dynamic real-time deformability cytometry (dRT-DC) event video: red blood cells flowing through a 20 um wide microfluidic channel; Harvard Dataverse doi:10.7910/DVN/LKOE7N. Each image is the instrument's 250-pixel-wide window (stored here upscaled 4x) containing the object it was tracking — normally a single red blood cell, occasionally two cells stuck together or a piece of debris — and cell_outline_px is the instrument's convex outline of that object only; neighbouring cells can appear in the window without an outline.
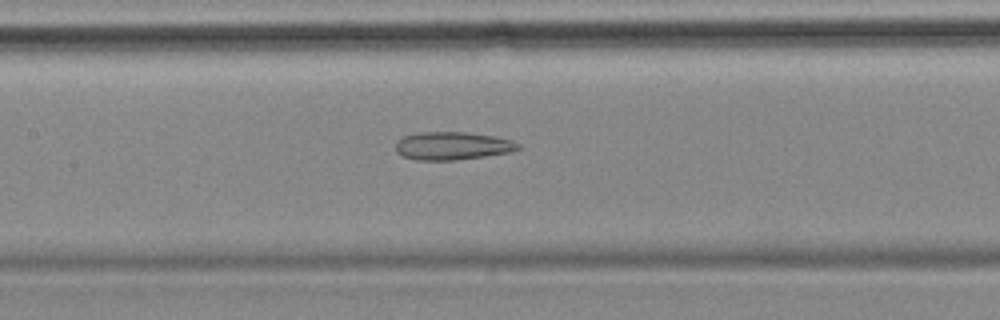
{"species": "common noctule bat (a hibernating species)", "species_latin": "Nyctalus noctula", "temperature_condition": "cold", "stored_images_in_passage": 54, "camera_frame_rate_fps": 3000, "um_per_image_px": 0.085, "animal": {"sex": "female", "body_mass_g": 18.4}, "frame": {"image": 1, "passage_image": 24, "time_ms": 7.667, "image_size_px": [1000, 320], "cell_outline_px": [[520, 148], [512, 152], [456, 160], [416, 160], [400, 156], [396, 152], [396, 140], [404, 136], [416, 132], [464, 132], [496, 136], [512, 140], [520, 144]], "centroid_in_image_um": [38.43, 12.39], "position_along_channel_um": 169.0, "area_um2": 20.23}}
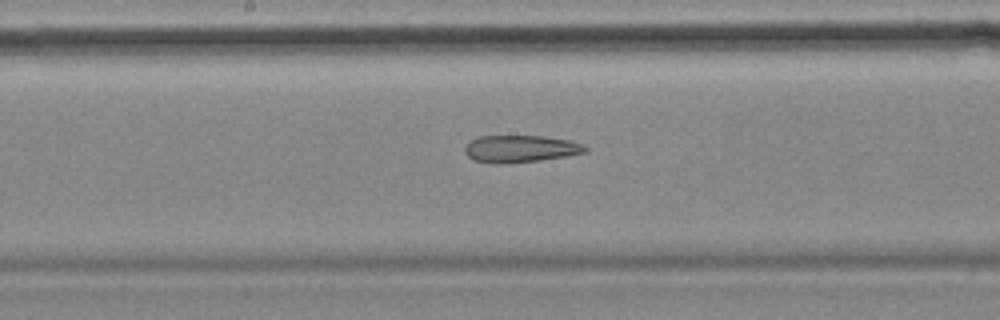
{"frame": {"image": 2, "passage_image": 27, "time_ms": 8.667, "image_size_px": [1000, 320], "cell_outline_px": [[588, 152], [540, 160], [504, 164], [500, 164], [476, 160], [468, 156], [464, 152], [464, 148], [472, 140], [480, 136], [544, 136], [568, 140], [580, 144], [588, 148]], "centroid_in_image_um": [44.24, 12.65], "position_along_channel_um": 204.0, "area_um2": 18.79}}
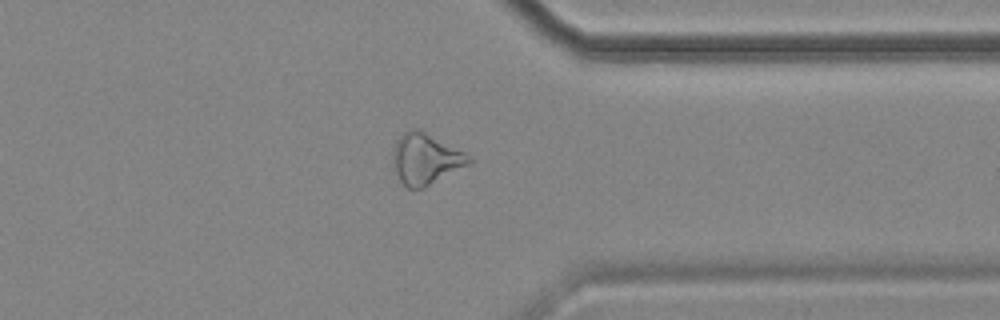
{"frame": {"image": 3, "passage_image": 42, "time_ms": 13.667, "image_size_px": [1000, 320], "cell_outline_px": [[472, 164], [424, 188], [408, 188], [400, 180], [392, 168], [392, 152], [396, 140], [404, 132], [416, 128], [420, 128], [472, 156]], "centroid_in_image_um": [36.19, 13.5], "position_along_channel_um": 375.2, "area_um2": 23.06}}